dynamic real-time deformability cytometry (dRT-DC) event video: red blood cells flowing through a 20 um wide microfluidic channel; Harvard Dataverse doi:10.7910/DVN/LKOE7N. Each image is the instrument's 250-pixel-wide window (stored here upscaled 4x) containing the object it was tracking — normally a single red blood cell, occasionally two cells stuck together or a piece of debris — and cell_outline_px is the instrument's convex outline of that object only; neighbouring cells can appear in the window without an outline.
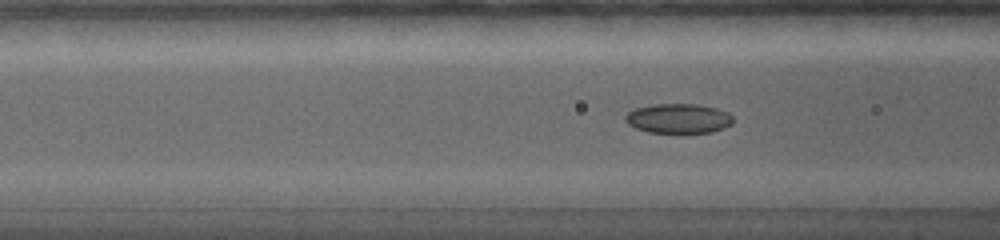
{"species": "common noctule bat (a hibernating species)", "species_latin": "Nyctalus noctula", "temperature_condition": "warm", "stored_images_in_passage": 77, "camera_frame_rate_fps": 5000, "um_per_image_px": 0.085, "animal": {"sex": "female", "body_mass_g": 19.0, "forearm_length_mm": 56.7}, "frame": {"image": 1, "passage_image": 13, "time_ms": 3.4, "image_size_px": [1000, 240], "cell_outline_px": [[732, 124], [724, 128], [712, 132], [648, 132], [636, 128], [628, 124], [624, 120], [624, 116], [628, 112], [636, 108], [652, 104], [696, 104], [716, 108], [728, 112], [732, 116]], "centroid_in_image_um": [57.65, 10.06], "position_along_channel_um": 108.9, "area_um2": 18.55}}
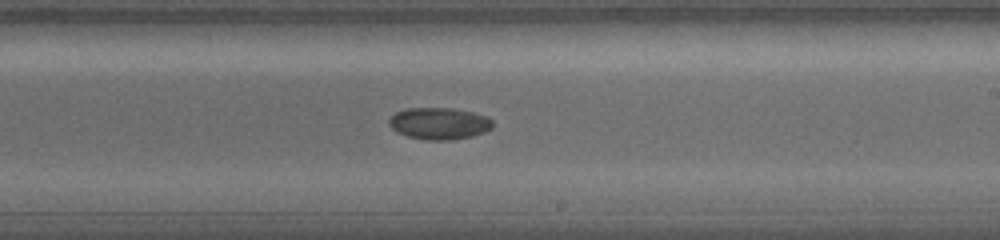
{"frame": {"image": 2, "passage_image": 29, "time_ms": 7.8, "image_size_px": [1000, 240], "cell_outline_px": [[492, 128], [484, 132], [472, 136], [452, 140], [428, 140], [408, 136], [396, 132], [388, 124], [388, 120], [396, 112], [408, 108], [452, 108], [472, 112], [488, 116], [492, 120]], "centroid_in_image_um": [37.33, 10.49], "position_along_channel_um": 251.7, "area_um2": 19.25}}
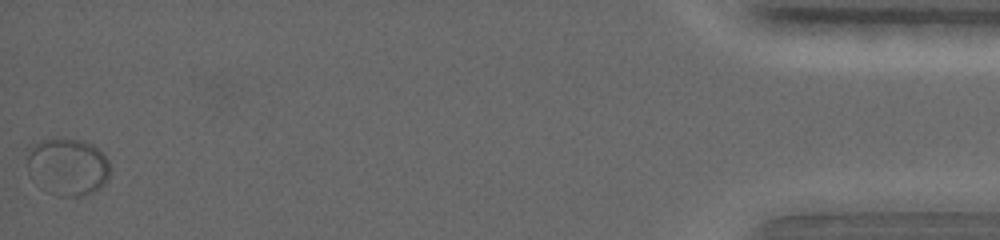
{"frame": {"image": 3, "passage_image": 77, "time_ms": 17.8, "image_size_px": [1000, 240], "cell_outline_px": [[108, 180], [96, 192], [84, 196], [56, 196], [40, 188], [28, 176], [28, 156], [32, 148], [40, 140], [60, 136], [80, 140], [92, 144], [108, 160]], "centroid_in_image_um": [5.73, 14.19], "position_along_channel_um": 429.5, "area_um2": 28.09}, "authors_computed_cell_mechanics": {"area_um2": 20.2878, "velocity_mm_per_s": 3.2571, "shape_relaxation_time_tau1_ms": 3.5221, "shape_relaxation_time_tau2_ms": null, "deformation_change_tau1": 0.0509, "deformation_change_tau2": null}}